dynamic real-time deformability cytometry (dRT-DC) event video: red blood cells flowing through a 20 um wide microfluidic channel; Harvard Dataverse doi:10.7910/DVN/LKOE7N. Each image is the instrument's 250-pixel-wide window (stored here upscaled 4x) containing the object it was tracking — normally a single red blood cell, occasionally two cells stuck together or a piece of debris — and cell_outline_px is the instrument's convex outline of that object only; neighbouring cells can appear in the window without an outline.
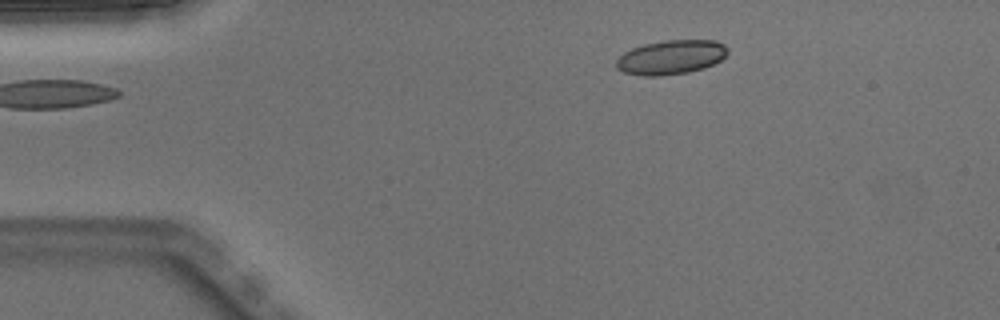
{"species": "Egyptian fruit bat (a non-hibernating species)", "species_latin": "Rousettus aegyptiacus", "temperature_condition": "warm", "stored_images_in_passage": 4, "segment_of_instrument_passage": [2, 2], "camera_frame_rate_fps": 3000, "um_per_image_px": 0.085, "animal": {"sex": "male"}, "frame": {"image": 1, "passage_image": 4, "time_ms": 1.0, "image_size_px": [1000, 320], "cell_outline_px": [[728, 52], [720, 60], [704, 68], [688, 72], [660, 76], [644, 76], [624, 72], [616, 68], [616, 60], [624, 52], [632, 48], [644, 44], [664, 40], [716, 40], [724, 44], [728, 48]], "centroid_in_image_um": [57.03, 4.86], "position_along_channel_um": 28.0, "area_um2": 22.25}}